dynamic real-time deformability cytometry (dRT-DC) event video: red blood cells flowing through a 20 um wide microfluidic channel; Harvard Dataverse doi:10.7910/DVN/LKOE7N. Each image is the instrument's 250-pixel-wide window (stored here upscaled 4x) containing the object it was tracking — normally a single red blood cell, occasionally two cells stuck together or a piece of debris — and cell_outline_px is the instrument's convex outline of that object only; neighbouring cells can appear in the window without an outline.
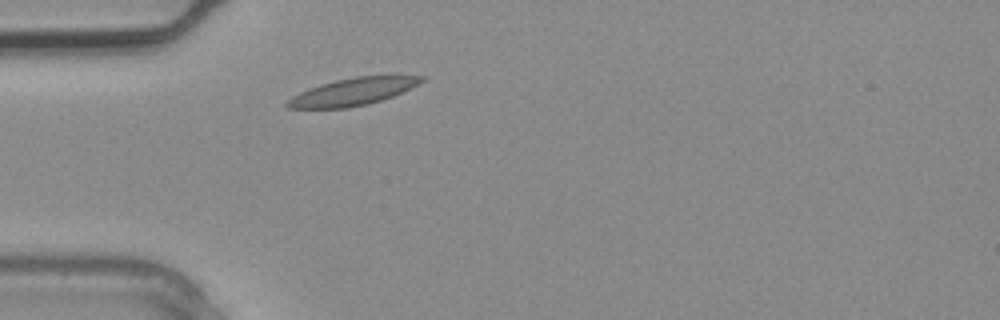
{"species": "common noctule bat (a hibernating species)", "species_latin": "Nyctalus noctula", "temperature_condition": "warm", "stored_images_in_passage": 1, "camera_frame_rate_fps": 3000, "um_per_image_px": 0.085, "animal": {"sex": "male", "body_mass_g": 20.4}, "frame": {"image": 1, "passage_image": 1, "time_ms": 0.0, "image_size_px": [1000, 320], "cell_outline_px": [[428, 76], [424, 80], [392, 96], [368, 104], [344, 108], [288, 108], [284, 104], [292, 96], [308, 88], [320, 84], [336, 80], [356, 76]], "centroid_in_image_um": [29.92, 7.8], "position_along_channel_um": 55.1, "area_um2": 20.92}}